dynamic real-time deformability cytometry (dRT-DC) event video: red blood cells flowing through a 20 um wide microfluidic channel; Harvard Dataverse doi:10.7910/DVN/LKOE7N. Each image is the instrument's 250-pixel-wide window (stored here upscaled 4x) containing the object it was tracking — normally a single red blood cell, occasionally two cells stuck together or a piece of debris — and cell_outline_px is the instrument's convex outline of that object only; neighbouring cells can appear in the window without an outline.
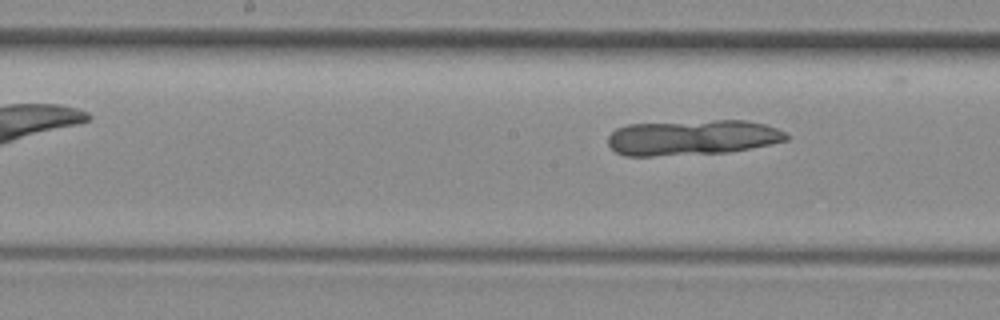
{"species": "common noctule bat (a hibernating species)", "species_latin": "Nyctalus noctula", "temperature_condition": "room temperature", "stored_images_in_passage": 6, "camera_frame_rate_fps": 3000, "um_per_image_px": 0.085, "animal": {"sex": "female", "body_mass_g": 29.2, "forearm_length_mm": 56.3}, "frame": {"image": 1, "passage_image": 6, "time_ms": 6.667, "image_size_px": [1000, 320], "cell_outline_px": [[788, 140], [728, 152], [652, 156], [624, 156], [616, 152], [608, 144], [608, 136], [616, 128], [628, 124], [716, 120], [744, 120], [764, 124], [776, 128], [784, 132], [788, 136]], "centroid_in_image_um": [58.8, 11.69], "position_along_channel_um": 189.4, "area_um2": 36.53}}